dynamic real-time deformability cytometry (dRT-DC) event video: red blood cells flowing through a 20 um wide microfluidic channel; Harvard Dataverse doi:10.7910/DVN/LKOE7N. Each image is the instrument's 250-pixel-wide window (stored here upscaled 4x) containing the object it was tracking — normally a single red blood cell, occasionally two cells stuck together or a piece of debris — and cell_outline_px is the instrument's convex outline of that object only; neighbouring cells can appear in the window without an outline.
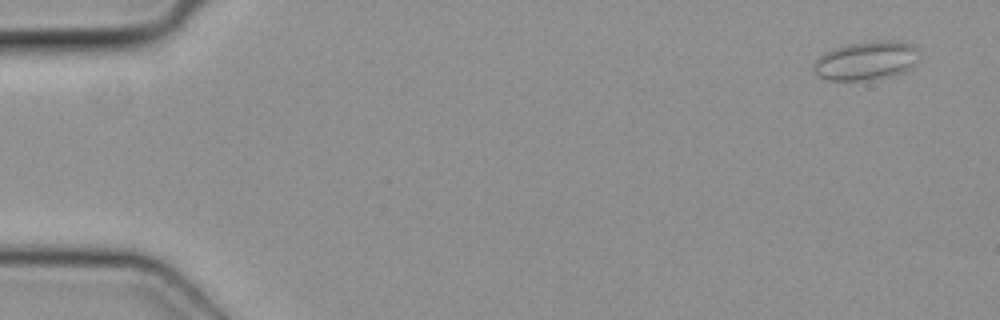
{"species": "common noctule bat (a hibernating species)", "species_latin": "Nyctalus noctula", "temperature_condition": "cold", "stored_images_in_passage": 16, "camera_frame_rate_fps": 3000, "um_per_image_px": 0.085, "animal": {"sex": "female", "body_mass_g": 19.3, "forearm_length_mm": 54.1}, "frame": {"image": 1, "passage_image": 3, "time_ms": 0.667, "image_size_px": [1000, 320], "cell_outline_px": [[920, 60], [912, 68], [896, 76], [876, 80], [828, 80], [820, 76], [812, 68], [812, 64], [824, 52], [848, 44], [876, 40], [900, 40], [912, 44], [920, 48]], "centroid_in_image_um": [73.74, 5.15], "position_along_channel_um": 11.3, "area_um2": 24.62}}